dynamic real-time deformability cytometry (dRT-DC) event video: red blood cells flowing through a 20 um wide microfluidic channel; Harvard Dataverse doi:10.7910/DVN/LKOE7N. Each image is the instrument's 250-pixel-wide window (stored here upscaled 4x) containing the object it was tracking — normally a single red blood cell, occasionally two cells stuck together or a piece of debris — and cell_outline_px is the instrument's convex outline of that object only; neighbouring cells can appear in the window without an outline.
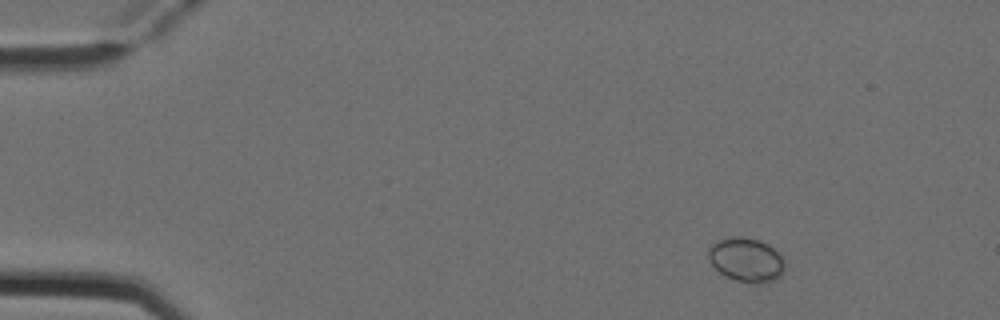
{"species": "Egyptian fruit bat (a non-hibernating species)", "species_latin": "Rousettus aegyptiacus", "temperature_condition": "cold", "stored_images_in_passage": 5, "camera_frame_rate_fps": 3000, "um_per_image_px": 0.085, "animal": {"sex": "female"}, "frame": {"image": 1, "passage_image": 5, "time_ms": 1.333, "image_size_px": [1000, 320], "cell_outline_px": [[784, 268], [780, 276], [772, 280], [736, 280], [724, 276], [712, 264], [708, 256], [708, 248], [716, 240], [732, 236], [744, 236], [760, 240], [768, 244], [780, 256], [784, 264]], "centroid_in_image_um": [63.37, 22.01], "position_along_channel_um": 21.6, "area_um2": 19.02}}